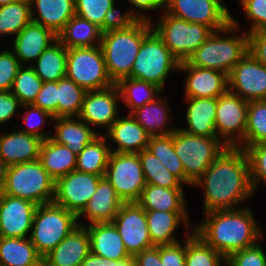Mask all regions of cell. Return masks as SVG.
<instances>
[{
  "label": "cell",
  "mask_w": 266,
  "mask_h": 266,
  "mask_svg": "<svg viewBox=\"0 0 266 266\" xmlns=\"http://www.w3.org/2000/svg\"><path fill=\"white\" fill-rule=\"evenodd\" d=\"M205 190L204 211L233 210L254 193L250 162L244 149L226 147L194 183Z\"/></svg>",
  "instance_id": "6da1fadb"
},
{
  "label": "cell",
  "mask_w": 266,
  "mask_h": 266,
  "mask_svg": "<svg viewBox=\"0 0 266 266\" xmlns=\"http://www.w3.org/2000/svg\"><path fill=\"white\" fill-rule=\"evenodd\" d=\"M205 216V222L193 232L226 259L262 237L249 208L206 212Z\"/></svg>",
  "instance_id": "7a4b0ae2"
},
{
  "label": "cell",
  "mask_w": 266,
  "mask_h": 266,
  "mask_svg": "<svg viewBox=\"0 0 266 266\" xmlns=\"http://www.w3.org/2000/svg\"><path fill=\"white\" fill-rule=\"evenodd\" d=\"M152 29L150 20L140 19L129 29L102 34L100 46L108 76L114 84L123 78L131 77V70L143 39Z\"/></svg>",
  "instance_id": "3957f363"
},
{
  "label": "cell",
  "mask_w": 266,
  "mask_h": 266,
  "mask_svg": "<svg viewBox=\"0 0 266 266\" xmlns=\"http://www.w3.org/2000/svg\"><path fill=\"white\" fill-rule=\"evenodd\" d=\"M237 29L239 24L231 16V23L220 31H214L186 62L195 67L216 69L229 75L234 66L248 53V34L241 37L220 35L234 33Z\"/></svg>",
  "instance_id": "277c9868"
},
{
  "label": "cell",
  "mask_w": 266,
  "mask_h": 266,
  "mask_svg": "<svg viewBox=\"0 0 266 266\" xmlns=\"http://www.w3.org/2000/svg\"><path fill=\"white\" fill-rule=\"evenodd\" d=\"M1 193L28 200L36 205L52 203L55 180L39 160L8 166Z\"/></svg>",
  "instance_id": "5b68a950"
},
{
  "label": "cell",
  "mask_w": 266,
  "mask_h": 266,
  "mask_svg": "<svg viewBox=\"0 0 266 266\" xmlns=\"http://www.w3.org/2000/svg\"><path fill=\"white\" fill-rule=\"evenodd\" d=\"M79 225L78 216L64 207L53 202L37 205L29 238L43 258Z\"/></svg>",
  "instance_id": "8992f818"
},
{
  "label": "cell",
  "mask_w": 266,
  "mask_h": 266,
  "mask_svg": "<svg viewBox=\"0 0 266 266\" xmlns=\"http://www.w3.org/2000/svg\"><path fill=\"white\" fill-rule=\"evenodd\" d=\"M173 144L184 167L186 183L191 185H194L227 147L220 143L218 137L192 135L176 128L173 132Z\"/></svg>",
  "instance_id": "52a82bcc"
},
{
  "label": "cell",
  "mask_w": 266,
  "mask_h": 266,
  "mask_svg": "<svg viewBox=\"0 0 266 266\" xmlns=\"http://www.w3.org/2000/svg\"><path fill=\"white\" fill-rule=\"evenodd\" d=\"M179 64L162 38L152 29L143 39L131 77L153 83L162 89L170 71L178 70Z\"/></svg>",
  "instance_id": "ba28073f"
},
{
  "label": "cell",
  "mask_w": 266,
  "mask_h": 266,
  "mask_svg": "<svg viewBox=\"0 0 266 266\" xmlns=\"http://www.w3.org/2000/svg\"><path fill=\"white\" fill-rule=\"evenodd\" d=\"M162 17L153 29L179 62L187 61L214 32L206 25L189 23L166 11Z\"/></svg>",
  "instance_id": "9c48e42d"
},
{
  "label": "cell",
  "mask_w": 266,
  "mask_h": 266,
  "mask_svg": "<svg viewBox=\"0 0 266 266\" xmlns=\"http://www.w3.org/2000/svg\"><path fill=\"white\" fill-rule=\"evenodd\" d=\"M66 77L85 91L101 90L114 83L108 76L101 46L67 49Z\"/></svg>",
  "instance_id": "30bf717a"
},
{
  "label": "cell",
  "mask_w": 266,
  "mask_h": 266,
  "mask_svg": "<svg viewBox=\"0 0 266 266\" xmlns=\"http://www.w3.org/2000/svg\"><path fill=\"white\" fill-rule=\"evenodd\" d=\"M105 178L124 203L136 202L147 182L138 154L111 152Z\"/></svg>",
  "instance_id": "8fae6325"
},
{
  "label": "cell",
  "mask_w": 266,
  "mask_h": 266,
  "mask_svg": "<svg viewBox=\"0 0 266 266\" xmlns=\"http://www.w3.org/2000/svg\"><path fill=\"white\" fill-rule=\"evenodd\" d=\"M248 104L247 100L229 90L217 98L215 128L219 139L221 136L225 137V141H223L225 146L239 147L237 141H244ZM235 132L238 137L234 135ZM237 138L238 140H236Z\"/></svg>",
  "instance_id": "7c38bea8"
},
{
  "label": "cell",
  "mask_w": 266,
  "mask_h": 266,
  "mask_svg": "<svg viewBox=\"0 0 266 266\" xmlns=\"http://www.w3.org/2000/svg\"><path fill=\"white\" fill-rule=\"evenodd\" d=\"M166 12L174 17L220 31L231 23V14L221 0H167Z\"/></svg>",
  "instance_id": "4fadbf2b"
},
{
  "label": "cell",
  "mask_w": 266,
  "mask_h": 266,
  "mask_svg": "<svg viewBox=\"0 0 266 266\" xmlns=\"http://www.w3.org/2000/svg\"><path fill=\"white\" fill-rule=\"evenodd\" d=\"M101 178L78 170L58 178L55 181L53 203L78 216L94 195Z\"/></svg>",
  "instance_id": "5bb4252c"
},
{
  "label": "cell",
  "mask_w": 266,
  "mask_h": 266,
  "mask_svg": "<svg viewBox=\"0 0 266 266\" xmlns=\"http://www.w3.org/2000/svg\"><path fill=\"white\" fill-rule=\"evenodd\" d=\"M112 223L131 257L154 247L149 236L145 210L137 202L124 203Z\"/></svg>",
  "instance_id": "9a60e30c"
},
{
  "label": "cell",
  "mask_w": 266,
  "mask_h": 266,
  "mask_svg": "<svg viewBox=\"0 0 266 266\" xmlns=\"http://www.w3.org/2000/svg\"><path fill=\"white\" fill-rule=\"evenodd\" d=\"M228 90L248 102L265 100L266 66L248 52L229 73Z\"/></svg>",
  "instance_id": "2e32d148"
},
{
  "label": "cell",
  "mask_w": 266,
  "mask_h": 266,
  "mask_svg": "<svg viewBox=\"0 0 266 266\" xmlns=\"http://www.w3.org/2000/svg\"><path fill=\"white\" fill-rule=\"evenodd\" d=\"M37 205L0 192V237L26 238Z\"/></svg>",
  "instance_id": "e0dca14e"
},
{
  "label": "cell",
  "mask_w": 266,
  "mask_h": 266,
  "mask_svg": "<svg viewBox=\"0 0 266 266\" xmlns=\"http://www.w3.org/2000/svg\"><path fill=\"white\" fill-rule=\"evenodd\" d=\"M120 94L116 84L101 90L86 91L78 119L88 125L106 126L108 129L118 119L117 102Z\"/></svg>",
  "instance_id": "ac0fdd59"
},
{
  "label": "cell",
  "mask_w": 266,
  "mask_h": 266,
  "mask_svg": "<svg viewBox=\"0 0 266 266\" xmlns=\"http://www.w3.org/2000/svg\"><path fill=\"white\" fill-rule=\"evenodd\" d=\"M179 70L188 73L185 98H218L228 90V75L222 71L200 68L180 62Z\"/></svg>",
  "instance_id": "d6986e66"
},
{
  "label": "cell",
  "mask_w": 266,
  "mask_h": 266,
  "mask_svg": "<svg viewBox=\"0 0 266 266\" xmlns=\"http://www.w3.org/2000/svg\"><path fill=\"white\" fill-rule=\"evenodd\" d=\"M90 252L88 230L79 225L43 258L50 266H81Z\"/></svg>",
  "instance_id": "ffe728a7"
},
{
  "label": "cell",
  "mask_w": 266,
  "mask_h": 266,
  "mask_svg": "<svg viewBox=\"0 0 266 266\" xmlns=\"http://www.w3.org/2000/svg\"><path fill=\"white\" fill-rule=\"evenodd\" d=\"M57 39L52 30L31 21L15 36L13 52L20 64L28 63L38 59Z\"/></svg>",
  "instance_id": "44dd1931"
},
{
  "label": "cell",
  "mask_w": 266,
  "mask_h": 266,
  "mask_svg": "<svg viewBox=\"0 0 266 266\" xmlns=\"http://www.w3.org/2000/svg\"><path fill=\"white\" fill-rule=\"evenodd\" d=\"M42 139L31 134L13 131L0 136V158L7 166L39 159Z\"/></svg>",
  "instance_id": "7402d4cb"
},
{
  "label": "cell",
  "mask_w": 266,
  "mask_h": 266,
  "mask_svg": "<svg viewBox=\"0 0 266 266\" xmlns=\"http://www.w3.org/2000/svg\"><path fill=\"white\" fill-rule=\"evenodd\" d=\"M86 228L90 236L92 253L113 261L130 257L118 230L112 222L90 223Z\"/></svg>",
  "instance_id": "603a6c76"
},
{
  "label": "cell",
  "mask_w": 266,
  "mask_h": 266,
  "mask_svg": "<svg viewBox=\"0 0 266 266\" xmlns=\"http://www.w3.org/2000/svg\"><path fill=\"white\" fill-rule=\"evenodd\" d=\"M107 130V136L118 145L111 152L137 154L147 149L150 135L131 114L127 118L118 117Z\"/></svg>",
  "instance_id": "cb8c5ba5"
},
{
  "label": "cell",
  "mask_w": 266,
  "mask_h": 266,
  "mask_svg": "<svg viewBox=\"0 0 266 266\" xmlns=\"http://www.w3.org/2000/svg\"><path fill=\"white\" fill-rule=\"evenodd\" d=\"M123 204L124 202L104 176L99 180L97 190L78 218L87 214L91 224L112 222Z\"/></svg>",
  "instance_id": "d4e9b609"
},
{
  "label": "cell",
  "mask_w": 266,
  "mask_h": 266,
  "mask_svg": "<svg viewBox=\"0 0 266 266\" xmlns=\"http://www.w3.org/2000/svg\"><path fill=\"white\" fill-rule=\"evenodd\" d=\"M186 101L189 104L186 112L188 128L182 130L192 135L217 137L215 128L217 98H186Z\"/></svg>",
  "instance_id": "484cf974"
},
{
  "label": "cell",
  "mask_w": 266,
  "mask_h": 266,
  "mask_svg": "<svg viewBox=\"0 0 266 266\" xmlns=\"http://www.w3.org/2000/svg\"><path fill=\"white\" fill-rule=\"evenodd\" d=\"M31 4L32 22L43 25L58 35L66 23L75 15L74 0H29ZM36 5L39 16L32 10Z\"/></svg>",
  "instance_id": "4316f807"
},
{
  "label": "cell",
  "mask_w": 266,
  "mask_h": 266,
  "mask_svg": "<svg viewBox=\"0 0 266 266\" xmlns=\"http://www.w3.org/2000/svg\"><path fill=\"white\" fill-rule=\"evenodd\" d=\"M76 159L77 155L67 146L59 144L51 138L41 143L38 160L55 181L75 171Z\"/></svg>",
  "instance_id": "83f0119b"
},
{
  "label": "cell",
  "mask_w": 266,
  "mask_h": 266,
  "mask_svg": "<svg viewBox=\"0 0 266 266\" xmlns=\"http://www.w3.org/2000/svg\"><path fill=\"white\" fill-rule=\"evenodd\" d=\"M56 134L51 139L59 144L67 146L78 155L87 144L91 143L99 135L83 120L75 121L72 117L54 118Z\"/></svg>",
  "instance_id": "f1b7e54d"
},
{
  "label": "cell",
  "mask_w": 266,
  "mask_h": 266,
  "mask_svg": "<svg viewBox=\"0 0 266 266\" xmlns=\"http://www.w3.org/2000/svg\"><path fill=\"white\" fill-rule=\"evenodd\" d=\"M149 236L154 246L178 243L172 236L181 220L188 227L187 212L145 210Z\"/></svg>",
  "instance_id": "f546056e"
},
{
  "label": "cell",
  "mask_w": 266,
  "mask_h": 266,
  "mask_svg": "<svg viewBox=\"0 0 266 266\" xmlns=\"http://www.w3.org/2000/svg\"><path fill=\"white\" fill-rule=\"evenodd\" d=\"M136 202L144 210L186 212L182 188H164L146 184Z\"/></svg>",
  "instance_id": "4dcf8cb0"
},
{
  "label": "cell",
  "mask_w": 266,
  "mask_h": 266,
  "mask_svg": "<svg viewBox=\"0 0 266 266\" xmlns=\"http://www.w3.org/2000/svg\"><path fill=\"white\" fill-rule=\"evenodd\" d=\"M101 28L92 24L86 19L74 15L65 25L64 29L57 35L58 40L68 48L95 47L94 41L97 39V45H101Z\"/></svg>",
  "instance_id": "1f68e13d"
},
{
  "label": "cell",
  "mask_w": 266,
  "mask_h": 266,
  "mask_svg": "<svg viewBox=\"0 0 266 266\" xmlns=\"http://www.w3.org/2000/svg\"><path fill=\"white\" fill-rule=\"evenodd\" d=\"M41 258L29 237H0V266H32Z\"/></svg>",
  "instance_id": "d6a6232c"
},
{
  "label": "cell",
  "mask_w": 266,
  "mask_h": 266,
  "mask_svg": "<svg viewBox=\"0 0 266 266\" xmlns=\"http://www.w3.org/2000/svg\"><path fill=\"white\" fill-rule=\"evenodd\" d=\"M67 48L57 39L44 50L33 66L43 82L58 81L66 77Z\"/></svg>",
  "instance_id": "836d02e7"
},
{
  "label": "cell",
  "mask_w": 266,
  "mask_h": 266,
  "mask_svg": "<svg viewBox=\"0 0 266 266\" xmlns=\"http://www.w3.org/2000/svg\"><path fill=\"white\" fill-rule=\"evenodd\" d=\"M107 136H98L77 155L76 168L80 172L104 177L111 148L106 145Z\"/></svg>",
  "instance_id": "e575fe53"
},
{
  "label": "cell",
  "mask_w": 266,
  "mask_h": 266,
  "mask_svg": "<svg viewBox=\"0 0 266 266\" xmlns=\"http://www.w3.org/2000/svg\"><path fill=\"white\" fill-rule=\"evenodd\" d=\"M116 86L118 87L120 98L131 108L129 114L143 105L154 101V95L162 93V89L157 85L132 77L119 80ZM139 92H142L144 95L140 96Z\"/></svg>",
  "instance_id": "d590c367"
},
{
  "label": "cell",
  "mask_w": 266,
  "mask_h": 266,
  "mask_svg": "<svg viewBox=\"0 0 266 266\" xmlns=\"http://www.w3.org/2000/svg\"><path fill=\"white\" fill-rule=\"evenodd\" d=\"M161 100L155 98L154 101L143 105L131 113L132 117L150 136L167 135L175 131L170 128L164 129V125L169 119L167 118V112H165L166 109H163V105L165 106L167 103Z\"/></svg>",
  "instance_id": "8d00e7d4"
},
{
  "label": "cell",
  "mask_w": 266,
  "mask_h": 266,
  "mask_svg": "<svg viewBox=\"0 0 266 266\" xmlns=\"http://www.w3.org/2000/svg\"><path fill=\"white\" fill-rule=\"evenodd\" d=\"M147 150L155 155L163 165L182 183H186L184 167L175 153L173 133L167 135L150 136Z\"/></svg>",
  "instance_id": "74e56055"
},
{
  "label": "cell",
  "mask_w": 266,
  "mask_h": 266,
  "mask_svg": "<svg viewBox=\"0 0 266 266\" xmlns=\"http://www.w3.org/2000/svg\"><path fill=\"white\" fill-rule=\"evenodd\" d=\"M31 21L29 0L15 1L0 6V35L15 34L16 36Z\"/></svg>",
  "instance_id": "f35d334b"
},
{
  "label": "cell",
  "mask_w": 266,
  "mask_h": 266,
  "mask_svg": "<svg viewBox=\"0 0 266 266\" xmlns=\"http://www.w3.org/2000/svg\"><path fill=\"white\" fill-rule=\"evenodd\" d=\"M138 157L143 168L147 184L164 188H182L181 181L173 175L163 163L150 151H140Z\"/></svg>",
  "instance_id": "ab89813d"
},
{
  "label": "cell",
  "mask_w": 266,
  "mask_h": 266,
  "mask_svg": "<svg viewBox=\"0 0 266 266\" xmlns=\"http://www.w3.org/2000/svg\"><path fill=\"white\" fill-rule=\"evenodd\" d=\"M266 143V101H252L248 104L247 122L243 147L246 149L250 145Z\"/></svg>",
  "instance_id": "60d3db41"
},
{
  "label": "cell",
  "mask_w": 266,
  "mask_h": 266,
  "mask_svg": "<svg viewBox=\"0 0 266 266\" xmlns=\"http://www.w3.org/2000/svg\"><path fill=\"white\" fill-rule=\"evenodd\" d=\"M86 91L67 77L58 80V118L79 115Z\"/></svg>",
  "instance_id": "b9f144b4"
},
{
  "label": "cell",
  "mask_w": 266,
  "mask_h": 266,
  "mask_svg": "<svg viewBox=\"0 0 266 266\" xmlns=\"http://www.w3.org/2000/svg\"><path fill=\"white\" fill-rule=\"evenodd\" d=\"M226 258L206 244L194 232L186 240V266H222L220 260Z\"/></svg>",
  "instance_id": "7bdbcfd3"
},
{
  "label": "cell",
  "mask_w": 266,
  "mask_h": 266,
  "mask_svg": "<svg viewBox=\"0 0 266 266\" xmlns=\"http://www.w3.org/2000/svg\"><path fill=\"white\" fill-rule=\"evenodd\" d=\"M43 83L32 66L20 67L14 78L11 93L19 99L21 105H32Z\"/></svg>",
  "instance_id": "ee69618b"
},
{
  "label": "cell",
  "mask_w": 266,
  "mask_h": 266,
  "mask_svg": "<svg viewBox=\"0 0 266 266\" xmlns=\"http://www.w3.org/2000/svg\"><path fill=\"white\" fill-rule=\"evenodd\" d=\"M75 15L88 20L102 28L107 10L115 3L114 0H74Z\"/></svg>",
  "instance_id": "f6af8a7d"
},
{
  "label": "cell",
  "mask_w": 266,
  "mask_h": 266,
  "mask_svg": "<svg viewBox=\"0 0 266 266\" xmlns=\"http://www.w3.org/2000/svg\"><path fill=\"white\" fill-rule=\"evenodd\" d=\"M245 151L249 158L251 182L255 190L259 180L266 182V143L250 145Z\"/></svg>",
  "instance_id": "bcb514c9"
},
{
  "label": "cell",
  "mask_w": 266,
  "mask_h": 266,
  "mask_svg": "<svg viewBox=\"0 0 266 266\" xmlns=\"http://www.w3.org/2000/svg\"><path fill=\"white\" fill-rule=\"evenodd\" d=\"M114 6L115 5L107 10L103 26L101 28L102 33L115 30H126L134 26L140 19L149 20V18H146L145 15L139 17V15L134 14L133 10H129L124 15H121L119 14L118 9L116 10Z\"/></svg>",
  "instance_id": "7dc6e473"
},
{
  "label": "cell",
  "mask_w": 266,
  "mask_h": 266,
  "mask_svg": "<svg viewBox=\"0 0 266 266\" xmlns=\"http://www.w3.org/2000/svg\"><path fill=\"white\" fill-rule=\"evenodd\" d=\"M256 244L232 253L227 259L228 266H266V256Z\"/></svg>",
  "instance_id": "c3c4849f"
},
{
  "label": "cell",
  "mask_w": 266,
  "mask_h": 266,
  "mask_svg": "<svg viewBox=\"0 0 266 266\" xmlns=\"http://www.w3.org/2000/svg\"><path fill=\"white\" fill-rule=\"evenodd\" d=\"M22 67L14 52L4 50L0 52V91H11L14 78Z\"/></svg>",
  "instance_id": "681fc988"
},
{
  "label": "cell",
  "mask_w": 266,
  "mask_h": 266,
  "mask_svg": "<svg viewBox=\"0 0 266 266\" xmlns=\"http://www.w3.org/2000/svg\"><path fill=\"white\" fill-rule=\"evenodd\" d=\"M58 101V81H50L43 83L32 105L58 118Z\"/></svg>",
  "instance_id": "f907efd6"
},
{
  "label": "cell",
  "mask_w": 266,
  "mask_h": 266,
  "mask_svg": "<svg viewBox=\"0 0 266 266\" xmlns=\"http://www.w3.org/2000/svg\"><path fill=\"white\" fill-rule=\"evenodd\" d=\"M240 3L253 23L249 32L266 30V0H241Z\"/></svg>",
  "instance_id": "816d5d0a"
},
{
  "label": "cell",
  "mask_w": 266,
  "mask_h": 266,
  "mask_svg": "<svg viewBox=\"0 0 266 266\" xmlns=\"http://www.w3.org/2000/svg\"><path fill=\"white\" fill-rule=\"evenodd\" d=\"M24 107H30L31 110L28 111L27 113H25V117L23 118L25 123L27 124L28 128H25L23 130H19V132H23V133H27V134H31V135H35L39 138H41L43 141L46 139H49L51 136L50 135H46L44 134V132H39L38 130H40V126L43 125V123H45V119L46 118H51L54 119V117L47 111L35 107L33 105H22ZM35 116L39 117V121H34L33 118ZM37 120V119H36Z\"/></svg>",
  "instance_id": "f5cc1de1"
},
{
  "label": "cell",
  "mask_w": 266,
  "mask_h": 266,
  "mask_svg": "<svg viewBox=\"0 0 266 266\" xmlns=\"http://www.w3.org/2000/svg\"><path fill=\"white\" fill-rule=\"evenodd\" d=\"M159 253L164 266H186V244L159 245Z\"/></svg>",
  "instance_id": "db71d44e"
},
{
  "label": "cell",
  "mask_w": 266,
  "mask_h": 266,
  "mask_svg": "<svg viewBox=\"0 0 266 266\" xmlns=\"http://www.w3.org/2000/svg\"><path fill=\"white\" fill-rule=\"evenodd\" d=\"M248 52L266 66V30L247 32Z\"/></svg>",
  "instance_id": "11a10c76"
},
{
  "label": "cell",
  "mask_w": 266,
  "mask_h": 266,
  "mask_svg": "<svg viewBox=\"0 0 266 266\" xmlns=\"http://www.w3.org/2000/svg\"><path fill=\"white\" fill-rule=\"evenodd\" d=\"M19 106V99L11 91H0V125L8 122Z\"/></svg>",
  "instance_id": "9f6ffc18"
},
{
  "label": "cell",
  "mask_w": 266,
  "mask_h": 266,
  "mask_svg": "<svg viewBox=\"0 0 266 266\" xmlns=\"http://www.w3.org/2000/svg\"><path fill=\"white\" fill-rule=\"evenodd\" d=\"M133 258L135 266H164L160 260L159 246L143 250Z\"/></svg>",
  "instance_id": "6f0895ef"
},
{
  "label": "cell",
  "mask_w": 266,
  "mask_h": 266,
  "mask_svg": "<svg viewBox=\"0 0 266 266\" xmlns=\"http://www.w3.org/2000/svg\"><path fill=\"white\" fill-rule=\"evenodd\" d=\"M133 6L138 9L143 10H153L157 8H164L167 3V0H128Z\"/></svg>",
  "instance_id": "680465c9"
},
{
  "label": "cell",
  "mask_w": 266,
  "mask_h": 266,
  "mask_svg": "<svg viewBox=\"0 0 266 266\" xmlns=\"http://www.w3.org/2000/svg\"><path fill=\"white\" fill-rule=\"evenodd\" d=\"M81 266H109V260L90 252Z\"/></svg>",
  "instance_id": "91938a15"
},
{
  "label": "cell",
  "mask_w": 266,
  "mask_h": 266,
  "mask_svg": "<svg viewBox=\"0 0 266 266\" xmlns=\"http://www.w3.org/2000/svg\"><path fill=\"white\" fill-rule=\"evenodd\" d=\"M109 266H135V261L131 256L118 261L109 260Z\"/></svg>",
  "instance_id": "94428289"
},
{
  "label": "cell",
  "mask_w": 266,
  "mask_h": 266,
  "mask_svg": "<svg viewBox=\"0 0 266 266\" xmlns=\"http://www.w3.org/2000/svg\"><path fill=\"white\" fill-rule=\"evenodd\" d=\"M7 169H8V166L0 158V192L3 189L5 181H6Z\"/></svg>",
  "instance_id": "6125c7cd"
},
{
  "label": "cell",
  "mask_w": 266,
  "mask_h": 266,
  "mask_svg": "<svg viewBox=\"0 0 266 266\" xmlns=\"http://www.w3.org/2000/svg\"><path fill=\"white\" fill-rule=\"evenodd\" d=\"M32 266H50L44 258L39 259L35 264Z\"/></svg>",
  "instance_id": "be15d7a7"
},
{
  "label": "cell",
  "mask_w": 266,
  "mask_h": 266,
  "mask_svg": "<svg viewBox=\"0 0 266 266\" xmlns=\"http://www.w3.org/2000/svg\"><path fill=\"white\" fill-rule=\"evenodd\" d=\"M15 1H20V0H0V6L5 4H10Z\"/></svg>",
  "instance_id": "e7e4bbea"
}]
</instances>
